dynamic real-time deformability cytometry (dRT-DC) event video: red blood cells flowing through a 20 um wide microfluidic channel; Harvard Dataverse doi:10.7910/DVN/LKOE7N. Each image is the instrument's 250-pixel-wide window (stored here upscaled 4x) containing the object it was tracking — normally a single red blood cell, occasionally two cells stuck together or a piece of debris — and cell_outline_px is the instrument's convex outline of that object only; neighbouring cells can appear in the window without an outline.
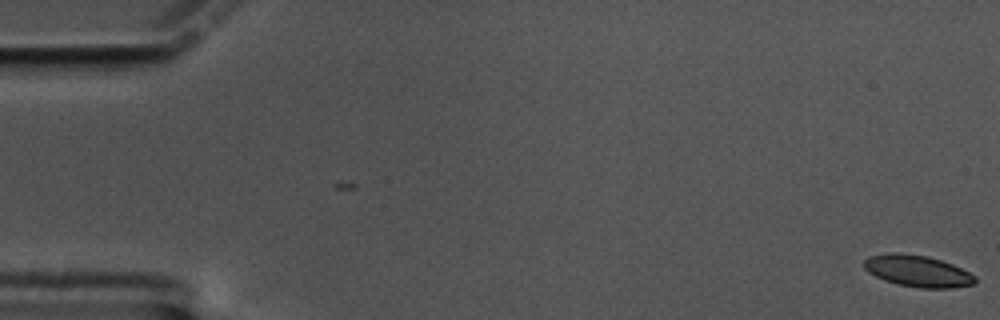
{"species": "common noctule bat (a hibernating species)", "species_latin": "Nyctalus noctula", "temperature_condition": "cold", "stored_images_in_passage": 4, "camera_frame_rate_fps": 3000, "um_per_image_px": 0.085, "animal": {"sex": "male", "body_mass_g": 17.5, "forearm_length_mm": 52.3}, "frame": {"image": 1, "passage_image": 4, "time_ms": 1.0, "image_size_px": [1000, 320], "cell_outline_px": [[976, 284], [952, 288], [920, 288], [896, 284], [884, 280], [868, 272], [864, 268], [864, 260], [868, 256], [888, 252], [900, 252], [928, 256], [952, 264], [976, 276]], "centroid_in_image_um": [77.98, 23.03], "position_along_channel_um": 7.0, "area_um2": 20.63}}